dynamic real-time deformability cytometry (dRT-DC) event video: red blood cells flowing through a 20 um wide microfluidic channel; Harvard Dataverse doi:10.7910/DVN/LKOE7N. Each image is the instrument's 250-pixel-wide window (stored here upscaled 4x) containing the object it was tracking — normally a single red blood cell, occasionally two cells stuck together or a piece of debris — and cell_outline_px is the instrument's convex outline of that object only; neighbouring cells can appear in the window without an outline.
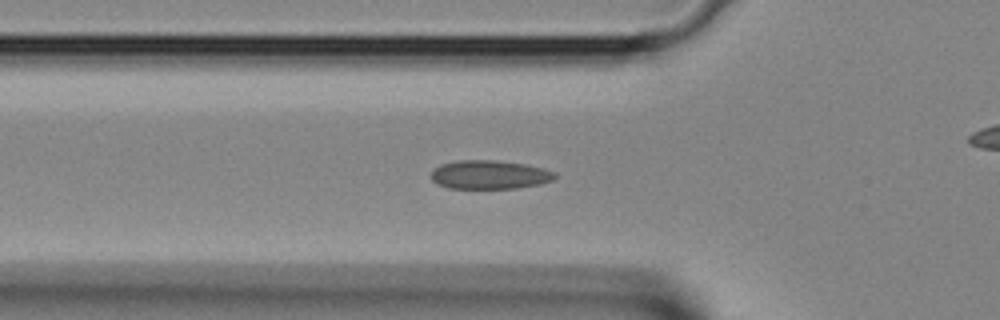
{"species": "Egyptian fruit bat (a non-hibernating species)", "species_latin": "Rousettus aegyptiacus", "temperature_condition": "room temperature", "stored_images_in_passage": 31, "camera_frame_rate_fps": 3000, "um_per_image_px": 0.085, "animal": {"sex": "female"}, "frame": {"image": 1, "passage_image": 8, "time_ms": 2.333, "image_size_px": [1000, 320], "cell_outline_px": [[556, 176], [552, 180], [540, 184], [516, 188], [448, 188], [436, 184], [432, 180], [432, 172], [440, 164], [456, 160], [496, 160], [524, 164], [544, 168], [556, 172]], "centroid_in_image_um": [41.61, 14.84], "position_along_channel_um": 84.2, "area_um2": 20.75}}
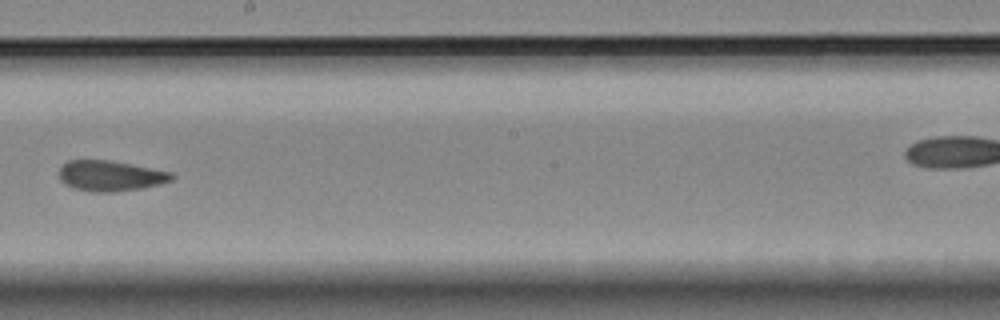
{"frame": {"image": 2, "passage_image": 17, "time_ms": 5.333, "image_size_px": [1000, 320], "cell_outline_px": [[176, 176], [172, 180], [140, 188], [112, 192], [96, 192], [72, 188], [64, 184], [60, 180], [60, 168], [68, 160], [112, 160], [172, 172]], "centroid_in_image_um": [9.37, 14.93], "position_along_channel_um": 238.8, "area_um2": 19.94}}
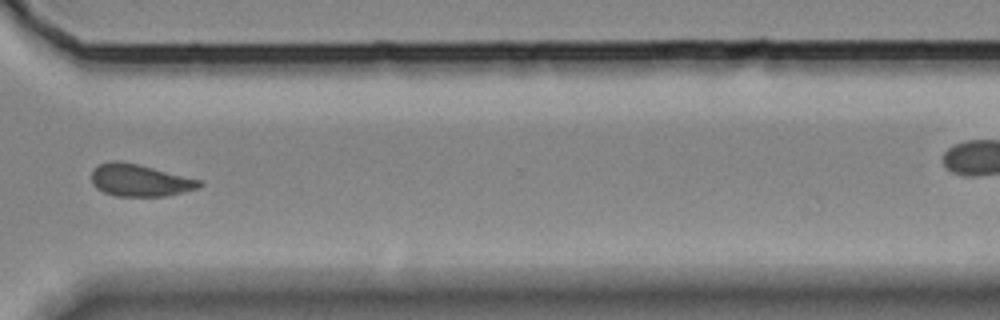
{"frame": {"image": 3, "passage_image": 24, "time_ms": 7.667, "image_size_px": [1000, 320], "cell_outline_px": [[204, 184], [196, 188], [164, 196], [116, 196], [104, 192], [96, 188], [92, 184], [92, 168], [100, 164], [112, 160], [120, 160], [204, 180]], "centroid_in_image_um": [11.87, 15.31], "position_along_channel_um": 358.7, "area_um2": 20.23}}